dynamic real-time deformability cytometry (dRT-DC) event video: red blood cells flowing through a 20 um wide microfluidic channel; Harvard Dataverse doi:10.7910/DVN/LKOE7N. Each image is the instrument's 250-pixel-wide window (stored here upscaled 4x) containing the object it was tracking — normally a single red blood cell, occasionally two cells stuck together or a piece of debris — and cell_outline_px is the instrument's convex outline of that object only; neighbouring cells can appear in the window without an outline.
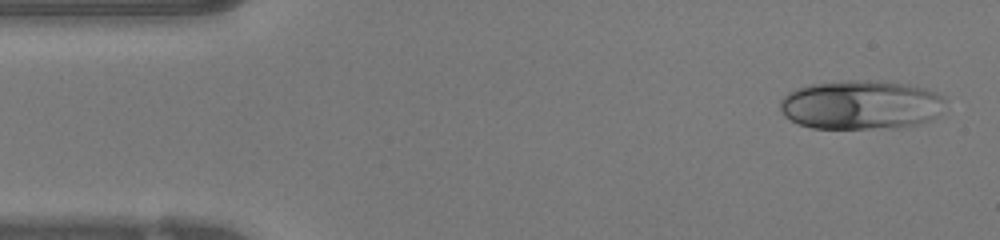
{"species": "human", "species_latin": "Homo sapiens", "temperature_condition": "warm", "stored_images_in_passage": 45, "camera_frame_rate_fps": 3000, "um_per_image_px": 0.085, "donor": {"sex": "female"}, "frame": {"image": 1, "passage_image": 1, "time_ms": 0.0, "image_size_px": [1000, 240], "cell_outline_px": [[944, 100], [940, 116], [932, 120], [900, 128], [812, 128], [800, 124], [784, 116], [780, 108], [780, 100], [788, 92], [796, 88], [808, 84], [848, 80], [864, 80], [908, 84], [924, 88], [944, 96]], "centroid_in_image_um": [73.18, 8.91], "position_along_channel_um": 11.8, "area_um2": 47.57}}
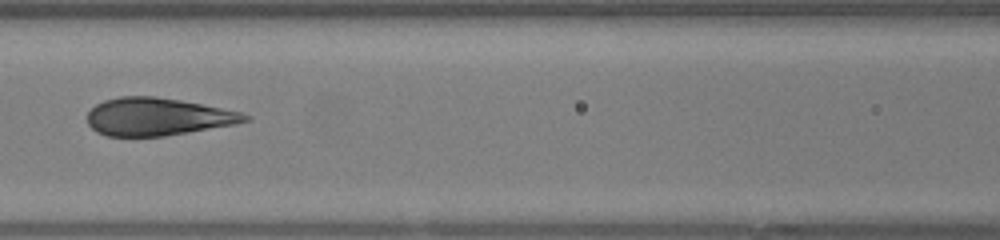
{"frame": {"image": 2, "passage_image": 18, "time_ms": 5.667, "image_size_px": [1000, 240], "cell_outline_px": [[252, 120], [236, 124], [164, 136], [108, 136], [96, 132], [88, 124], [88, 112], [96, 104], [104, 100], [120, 96], [156, 96], [180, 100], [240, 112], [252, 116]], "centroid_in_image_um": [13.39, 9.92], "position_along_channel_um": 153.2, "area_um2": 34.51}}
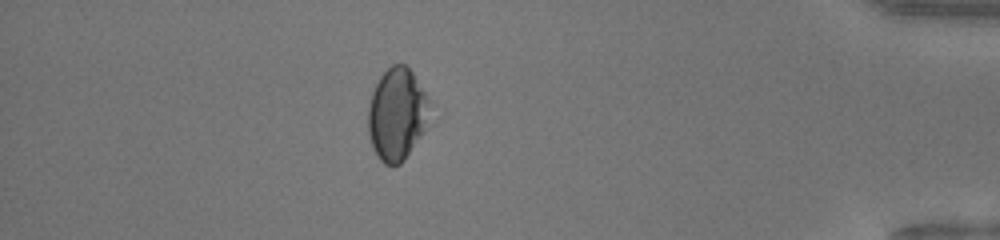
{"frame": {"image": 3, "passage_image": 39, "time_ms": 12.667, "image_size_px": [1000, 240], "cell_outline_px": [[432, 124], [404, 160], [400, 164], [392, 168], [384, 164], [380, 160], [372, 148], [368, 132], [368, 108], [372, 92], [380, 76], [392, 64], [404, 64], [412, 72], [428, 96], [432, 104]], "centroid_in_image_um": [33.81, 9.76], "position_along_channel_um": 401.4, "area_um2": 34.33}, "authors_computed_cell_mechanics": {"area_um2": 35.0268, "velocity_mm_per_s": 4.2726, "shape_relaxation_time_tau1_ms": 10.0822, "shape_relaxation_time_tau2_ms": 0.8486, "deformation_change_tau1": 0.2438, "deformation_change_tau2": 0.0569}}